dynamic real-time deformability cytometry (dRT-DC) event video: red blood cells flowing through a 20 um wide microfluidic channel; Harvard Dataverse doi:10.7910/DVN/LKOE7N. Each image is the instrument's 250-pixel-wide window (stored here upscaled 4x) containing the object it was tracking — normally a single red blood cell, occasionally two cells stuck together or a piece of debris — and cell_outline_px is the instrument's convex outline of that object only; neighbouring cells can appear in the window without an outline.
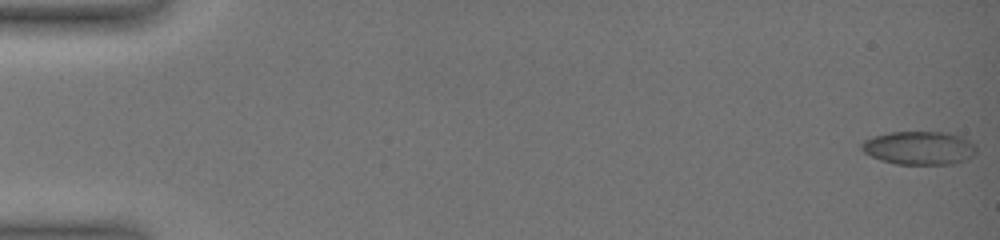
{"species": "common noctule bat (a hibernating species)", "species_latin": "Nyctalus noctula", "temperature_condition": "warm", "stored_images_in_passage": 11, "camera_frame_rate_fps": 3000, "um_per_image_px": 0.085, "animal": {"sex": "female", "body_mass_g": 19.0, "forearm_length_mm": 51.5}, "frame": {"image": 1, "passage_image": 1, "time_ms": 0.0, "image_size_px": [1000, 240], "cell_outline_px": [[976, 152], [968, 160], [952, 164], [896, 164], [880, 160], [864, 152], [860, 148], [860, 144], [864, 140], [888, 132], [948, 132], [960, 136], [976, 144]], "centroid_in_image_um": [78.15, 12.58], "position_along_channel_um": 6.8, "area_um2": 22.48}}
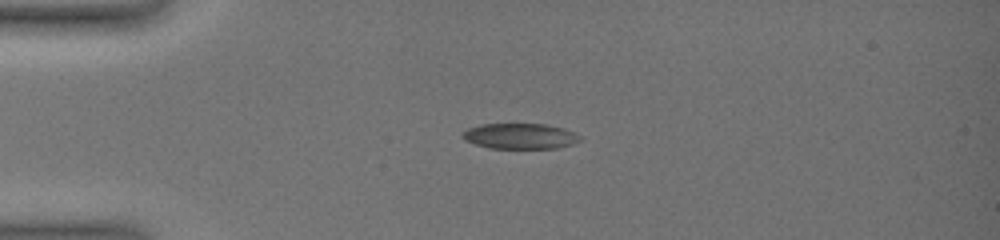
{"frame": {"image": 2, "passage_image": 7, "time_ms": 4.333, "image_size_px": [1000, 240], "cell_outline_px": [[584, 140], [572, 144], [556, 148], [488, 148], [464, 140], [460, 136], [468, 128], [480, 124], [544, 124], [564, 128], [580, 136]], "centroid_in_image_um": [44.21, 11.57], "position_along_channel_um": 40.8, "area_um2": 17.51}}
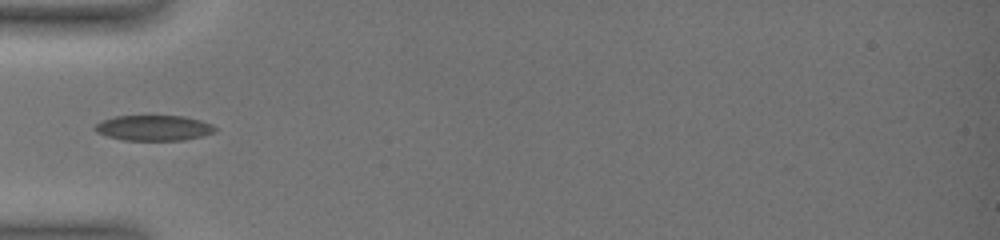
{"frame": {"image": 3, "passage_image": 10, "time_ms": 6.0, "image_size_px": [1000, 240], "cell_outline_px": [[216, 132], [184, 140], [124, 140], [108, 136], [96, 132], [92, 128], [100, 120], [116, 116], [184, 116], [200, 120], [212, 124], [216, 128]], "centroid_in_image_um": [13.05, 10.87], "position_along_channel_um": 72.0, "area_um2": 17.8}}